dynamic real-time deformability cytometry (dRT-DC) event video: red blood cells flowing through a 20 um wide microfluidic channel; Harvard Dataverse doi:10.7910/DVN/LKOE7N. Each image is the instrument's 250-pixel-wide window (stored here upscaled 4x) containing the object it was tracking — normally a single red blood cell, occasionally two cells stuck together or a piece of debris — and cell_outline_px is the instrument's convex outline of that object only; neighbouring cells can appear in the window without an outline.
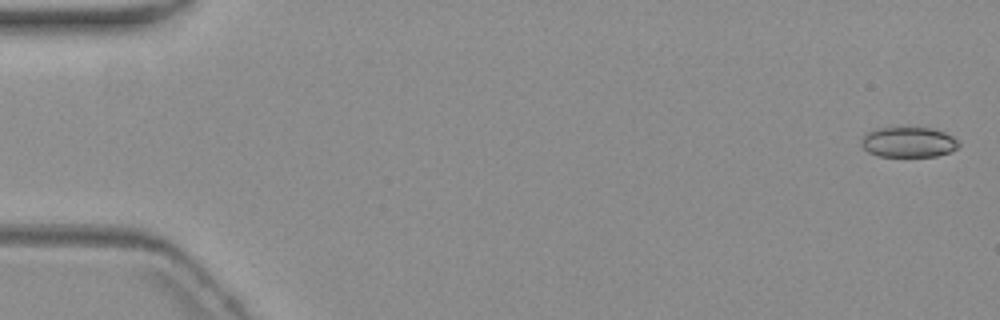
{"species": "common noctule bat (a hibernating species)", "species_latin": "Nyctalus noctula", "temperature_condition": "warm", "stored_images_in_passage": 5, "camera_frame_rate_fps": 3000, "um_per_image_px": 0.085, "animal": {"sex": "female", "body_mass_g": 19.3, "forearm_length_mm": 54.1}, "frame": {"image": 1, "passage_image": 1, "time_ms": 0.0, "image_size_px": [1000, 320], "cell_outline_px": [[960, 144], [956, 148], [948, 152], [936, 156], [880, 156], [868, 152], [860, 144], [860, 140], [868, 132], [876, 128], [932, 128], [944, 132], [952, 136]], "centroid_in_image_um": [77.2, 12.08], "position_along_channel_um": 7.8, "area_um2": 16.99}}
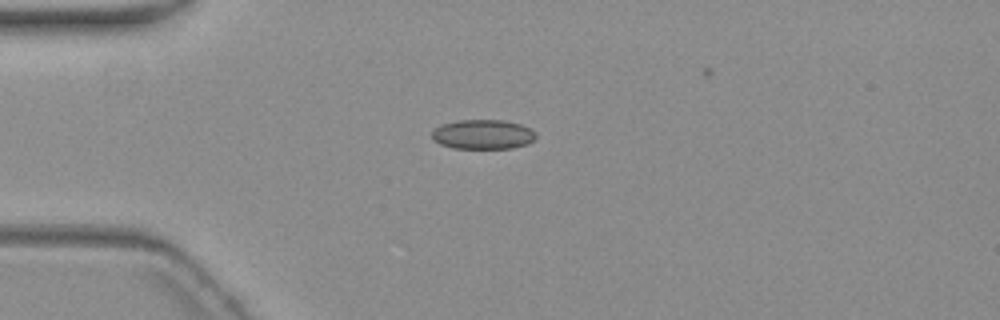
{"frame": {"image": 2, "passage_image": 5, "time_ms": 4.667, "image_size_px": [1000, 320], "cell_outline_px": [[536, 136], [528, 144], [512, 148], [452, 148], [440, 144], [432, 140], [432, 132], [440, 124], [456, 120], [504, 120], [520, 124], [536, 132]], "centroid_in_image_um": [41.02, 11.42], "position_along_channel_um": 44.0, "area_um2": 17.98}}